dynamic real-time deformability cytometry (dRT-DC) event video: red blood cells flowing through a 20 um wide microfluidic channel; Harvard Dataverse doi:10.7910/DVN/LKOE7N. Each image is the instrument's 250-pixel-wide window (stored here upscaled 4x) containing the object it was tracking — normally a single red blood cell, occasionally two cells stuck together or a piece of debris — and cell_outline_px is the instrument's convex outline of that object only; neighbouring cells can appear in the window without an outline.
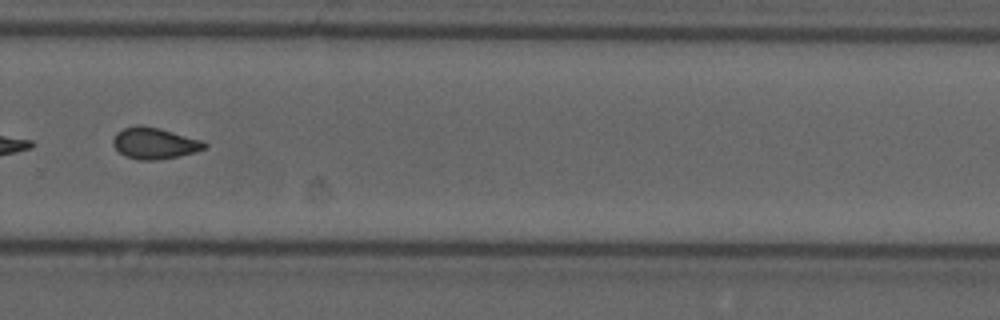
{"species": "common noctule bat (a hibernating species)", "species_latin": "Nyctalus noctula", "temperature_condition": "cold", "stored_images_in_passage": 10, "segment_of_instrument_passage": [2, 2], "camera_frame_rate_fps": 3000, "um_per_image_px": 0.085, "animal": {"sex": "male", "forearm_length_mm": 52.5}, "frame": {"image": 1, "passage_image": 10, "time_ms": 3.0, "image_size_px": [1000, 320], "cell_outline_px": [[208, 148], [180, 156], [156, 160], [136, 160], [124, 156], [112, 144], [112, 140], [116, 132], [124, 128], [136, 124], [140, 124], [160, 128], [204, 140], [208, 144]], "centroid_in_image_um": [13.15, 12.17], "position_along_channel_um": 316.6, "area_um2": 17.11}}